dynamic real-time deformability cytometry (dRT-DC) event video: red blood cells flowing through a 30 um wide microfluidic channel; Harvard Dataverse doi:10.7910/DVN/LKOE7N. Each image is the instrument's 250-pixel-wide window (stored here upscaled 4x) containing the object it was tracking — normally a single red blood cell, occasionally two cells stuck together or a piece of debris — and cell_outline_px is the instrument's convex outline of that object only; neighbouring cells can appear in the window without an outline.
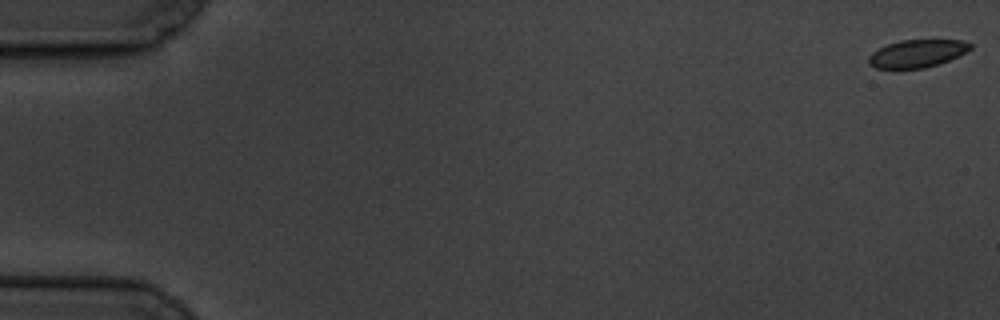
{"species": "common noctule bat (a hibernating species)", "species_latin": "Nyctalus noctula", "temperature_condition": "cold", "stored_images_in_passage": 11, "camera_frame_rate_fps": 3000, "um_per_image_px": 0.085, "animal": {"sex": "male", "body_mass_g": 19.5, "forearm_length_mm": 54.6}, "frame": {"image": 1, "passage_image": 1, "time_ms": 0.0, "image_size_px": [1000, 320], "cell_outline_px": [[972, 48], [948, 60], [924, 68], [876, 68], [868, 64], [868, 56], [872, 52], [888, 44], [900, 40], [964, 40], [972, 44]], "centroid_in_image_um": [77.93, 4.54], "position_along_channel_um": 7.1, "area_um2": 16.18}}
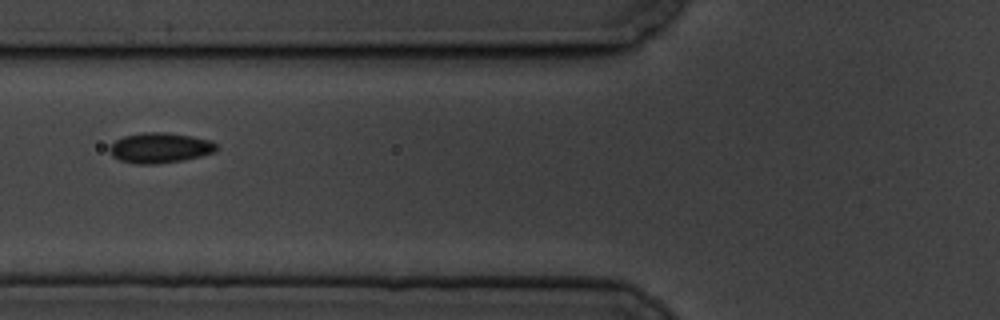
{"frame": {"image": 2, "passage_image": 7, "time_ms": 7.667, "image_size_px": [1000, 320], "cell_outline_px": [[220, 148], [216, 152], [200, 156], [180, 160], [156, 164], [136, 164], [120, 160], [112, 156], [108, 148], [116, 140], [124, 136], [140, 132], [168, 132], [192, 136], [212, 140]], "centroid_in_image_um": [13.62, 12.55], "position_along_channel_um": 112.2, "area_um2": 19.02}}
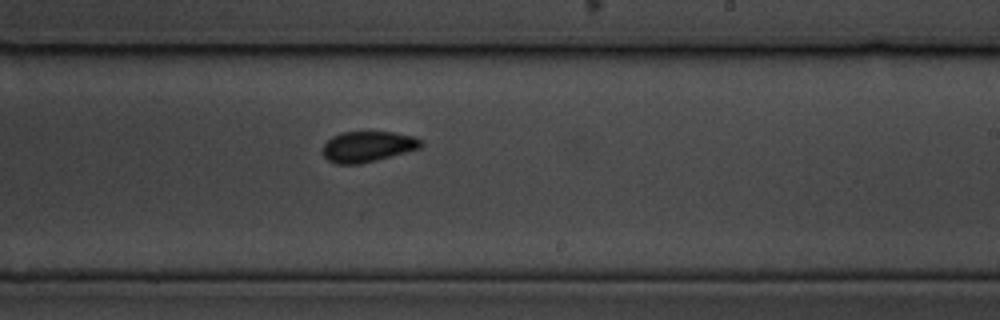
{"frame": {"image": 3, "passage_image": 11, "time_ms": 12.0, "image_size_px": [1000, 320], "cell_outline_px": [[424, 144], [420, 148], [376, 160], [360, 164], [336, 164], [328, 160], [324, 156], [324, 144], [332, 136], [340, 132], [392, 132], [416, 136]], "centroid_in_image_um": [31.26, 12.45], "position_along_channel_um": 257.7, "area_um2": 17.51}}